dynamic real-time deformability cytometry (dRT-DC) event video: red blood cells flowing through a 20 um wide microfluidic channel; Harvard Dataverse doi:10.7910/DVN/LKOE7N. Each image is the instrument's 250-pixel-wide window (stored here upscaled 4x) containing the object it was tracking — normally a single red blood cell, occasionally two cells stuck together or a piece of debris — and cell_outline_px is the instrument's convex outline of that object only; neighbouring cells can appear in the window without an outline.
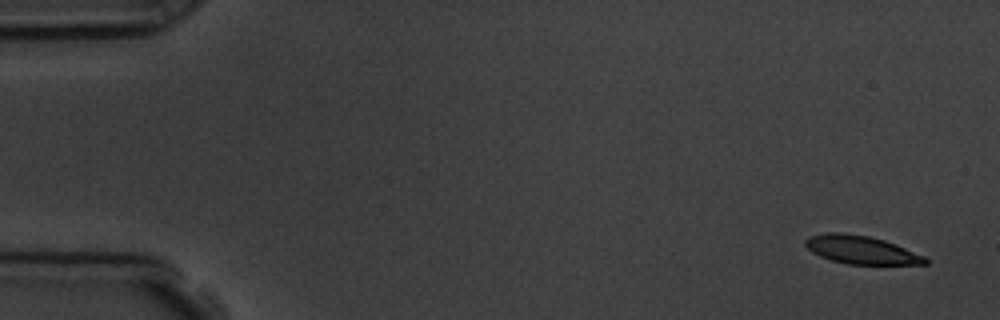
{"species": "common noctule bat (a hibernating species)", "species_latin": "Nyctalus noctula", "temperature_condition": "room temperature", "stored_images_in_passage": 5, "camera_frame_rate_fps": 3000, "um_per_image_px": 0.085, "animal": {"sex": "male", "body_mass_g": 19.5, "forearm_length_mm": 54.6}, "frame": {"image": 1, "passage_image": 1, "time_ms": 0.0, "image_size_px": [1000, 320], "cell_outline_px": [[928, 264], [848, 264], [832, 260], [820, 256], [812, 252], [804, 244], [804, 240], [808, 236], [828, 232], [844, 232], [868, 236], [884, 240], [896, 244], [924, 256], [928, 260]], "centroid_in_image_um": [73.17, 21.22], "position_along_channel_um": 11.8, "area_um2": 19.65}}
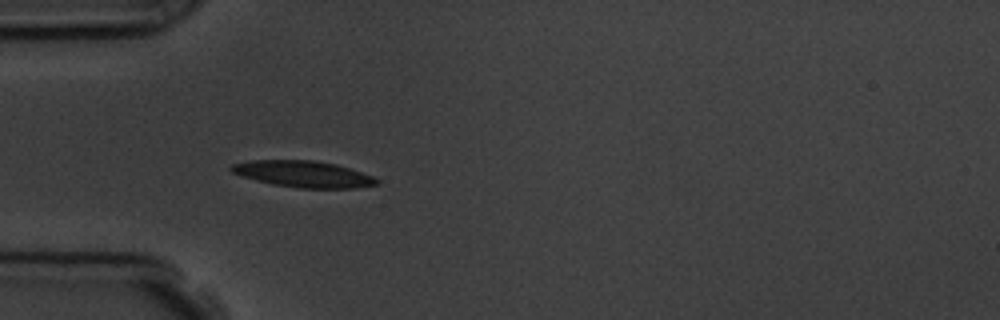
{"frame": {"image": 2, "passage_image": 5, "time_ms": 4.667, "image_size_px": [1000, 320], "cell_outline_px": [[380, 180], [376, 184], [356, 188], [300, 188], [272, 184], [256, 180], [232, 172], [228, 168], [232, 164], [252, 160], [312, 160], [336, 164], [372, 176]], "centroid_in_image_um": [25.77, 14.79], "position_along_channel_um": 59.2, "area_um2": 22.14}}